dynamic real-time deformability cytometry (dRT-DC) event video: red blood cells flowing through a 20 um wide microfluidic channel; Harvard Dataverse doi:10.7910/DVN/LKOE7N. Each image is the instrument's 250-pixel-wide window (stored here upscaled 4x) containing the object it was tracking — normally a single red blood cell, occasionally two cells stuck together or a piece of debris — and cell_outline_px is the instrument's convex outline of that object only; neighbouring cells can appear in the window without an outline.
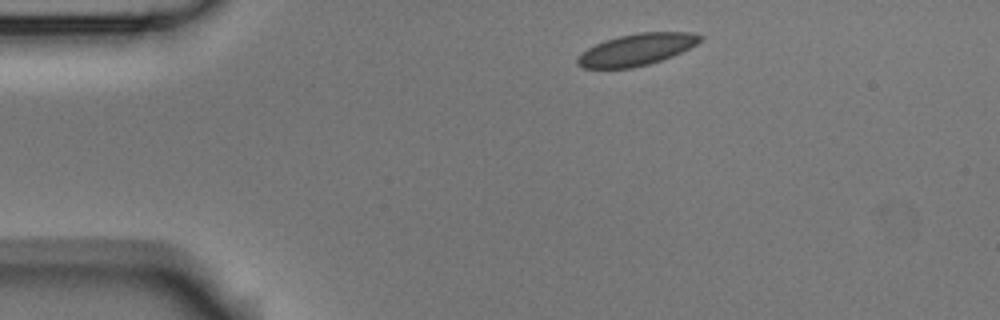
{"species": "Egyptian fruit bat (a non-hibernating species)", "species_latin": "Rousettus aegyptiacus", "temperature_condition": "room temperature", "stored_images_in_passage": 5, "camera_frame_rate_fps": 3000, "um_per_image_px": 0.085, "animal": {"sex": "male"}, "frame": {"image": 1, "passage_image": 1, "time_ms": 0.0, "image_size_px": [1000, 320], "cell_outline_px": [[704, 36], [696, 44], [672, 56], [648, 64], [632, 68], [584, 68], [576, 64], [576, 60], [588, 48], [604, 40], [636, 32], [692, 32]], "centroid_in_image_um": [54.11, 4.21], "position_along_channel_um": 30.9, "area_um2": 22.43}}
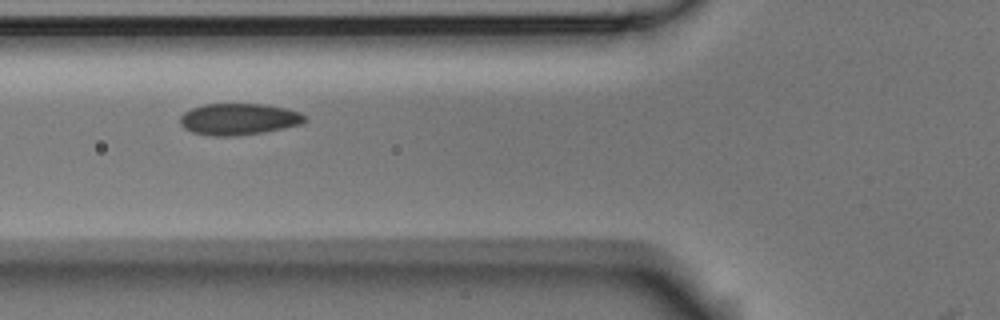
{"frame": {"image": 2, "passage_image": 4, "time_ms": 1.0, "image_size_px": [1000, 320], "cell_outline_px": [[308, 120], [300, 124], [264, 132], [236, 136], [212, 136], [192, 132], [184, 128], [180, 124], [180, 116], [184, 112], [192, 108], [204, 104], [264, 104], [284, 108], [300, 112]], "centroid_in_image_um": [20.27, 10.13], "position_along_channel_um": 105.5, "area_um2": 22.89}}
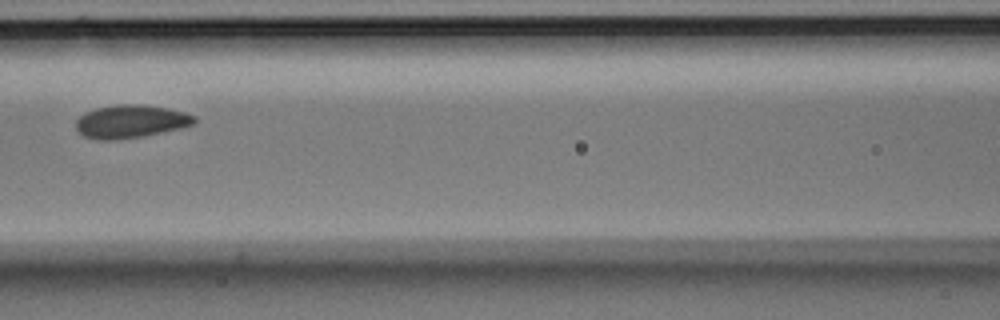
{"frame": {"image": 3, "passage_image": 5, "time_ms": 1.333, "image_size_px": [1000, 320], "cell_outline_px": [[196, 124], [180, 128], [144, 136], [112, 140], [100, 140], [84, 136], [76, 128], [76, 120], [84, 112], [96, 108], [116, 104], [144, 104], [168, 108], [184, 112], [196, 116]], "centroid_in_image_um": [11.12, 10.31], "position_along_channel_um": 155.5, "area_um2": 22.95}}